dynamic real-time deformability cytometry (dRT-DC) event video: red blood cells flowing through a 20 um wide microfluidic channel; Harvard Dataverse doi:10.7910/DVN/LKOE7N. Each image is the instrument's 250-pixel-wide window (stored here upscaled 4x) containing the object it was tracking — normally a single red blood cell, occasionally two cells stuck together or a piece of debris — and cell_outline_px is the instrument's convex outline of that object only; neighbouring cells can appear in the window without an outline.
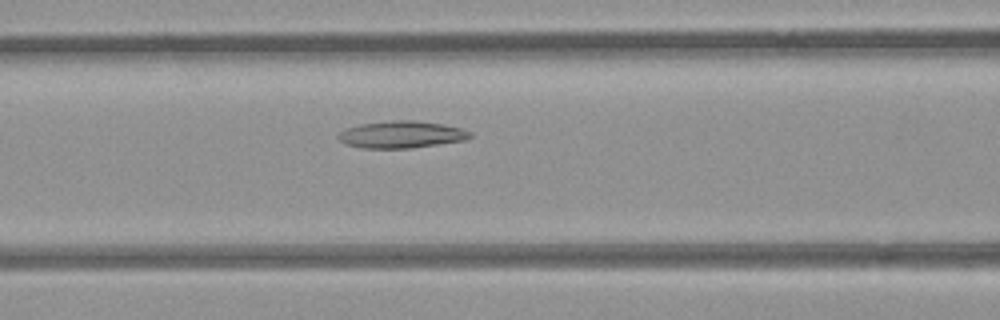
{"species": "common noctule bat (a hibernating species)", "species_latin": "Nyctalus noctula", "temperature_condition": "room temperature", "stored_images_in_passage": 53, "camera_frame_rate_fps": 3000, "um_per_image_px": 0.085, "animal": {"sex": "female", "body_mass_g": 21.9}, "frame": {"image": 1, "passage_image": 22, "time_ms": 7.0, "image_size_px": [1000, 320], "cell_outline_px": [[472, 136], [464, 140], [412, 148], [360, 148], [348, 144], [340, 140], [336, 136], [344, 128], [360, 124], [392, 120], [416, 120], [444, 124], [464, 128], [472, 132]], "centroid_in_image_um": [34.14, 11.42], "position_along_channel_um": 132.5, "area_um2": 20.92}}
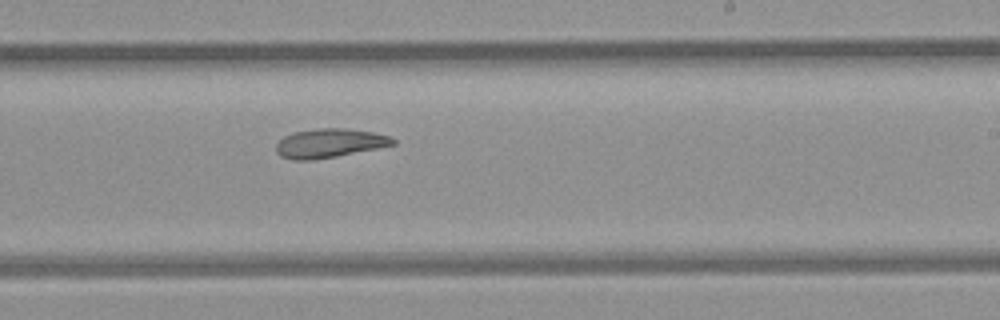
{"frame": {"image": 2, "passage_image": 32, "time_ms": 10.333, "image_size_px": [1000, 320], "cell_outline_px": [[396, 144], [336, 156], [312, 160], [292, 160], [280, 156], [276, 152], [276, 144], [284, 136], [292, 132], [320, 128], [344, 128], [372, 132], [388, 136], [396, 140]], "centroid_in_image_um": [27.96, 12.17], "position_along_channel_um": 261.0, "area_um2": 19.59}}
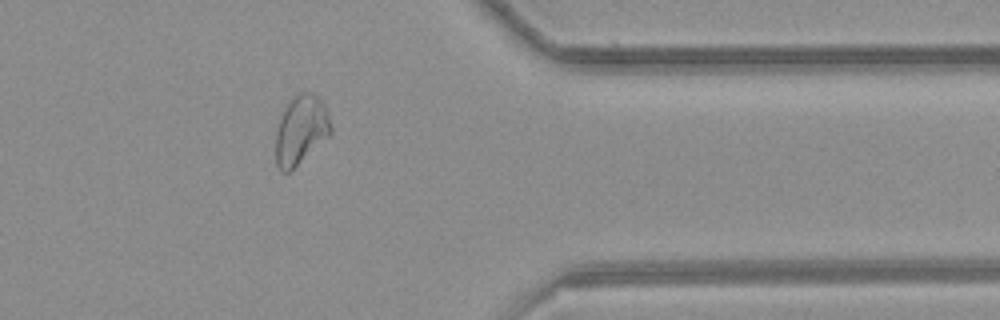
{"frame": {"image": 3, "passage_image": 43, "time_ms": 14.0, "image_size_px": [1000, 320], "cell_outline_px": [[332, 132], [328, 136], [288, 172], [280, 172], [276, 164], [276, 128], [280, 116], [288, 100], [300, 92], [308, 92], [320, 96], [324, 104], [332, 124]], "centroid_in_image_um": [25.56, 10.99], "position_along_channel_um": 385.8, "area_um2": 22.14}}